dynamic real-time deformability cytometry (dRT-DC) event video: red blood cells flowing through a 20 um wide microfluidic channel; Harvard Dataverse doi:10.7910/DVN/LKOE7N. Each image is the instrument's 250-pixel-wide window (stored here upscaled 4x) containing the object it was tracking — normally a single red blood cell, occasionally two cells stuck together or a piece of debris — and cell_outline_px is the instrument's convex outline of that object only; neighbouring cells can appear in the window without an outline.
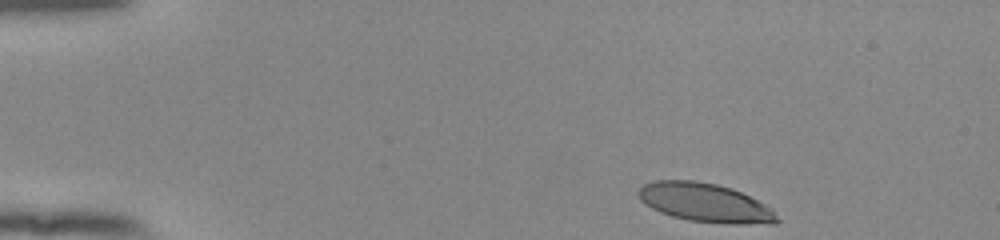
{"species": "human", "species_latin": "Homo sapiens", "temperature_condition": "room temperature", "stored_images_in_passage": 47, "camera_frame_rate_fps": 3000, "um_per_image_px": 0.085, "donor": {"sex": "female"}, "frame": {"image": 1, "passage_image": 1, "time_ms": 0.0, "image_size_px": [1000, 240], "cell_outline_px": [[780, 220], [776, 224], [732, 224], [688, 220], [672, 216], [660, 212], [652, 208], [640, 200], [640, 188], [644, 184], [656, 180], [692, 180], [716, 184], [732, 188], [764, 204]], "centroid_in_image_um": [59.93, 17.23], "position_along_channel_um": 25.1, "area_um2": 30.92}}
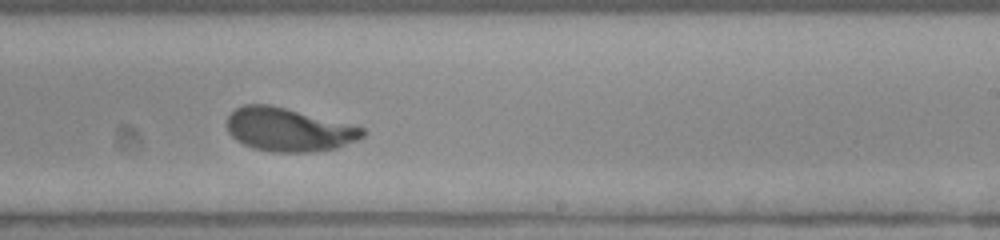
{"frame": {"image": 2, "passage_image": 27, "time_ms": 8.667, "image_size_px": [1000, 240], "cell_outline_px": [[364, 136], [356, 140], [336, 148], [312, 152], [272, 152], [252, 148], [236, 140], [228, 132], [228, 116], [236, 108], [244, 104], [268, 104], [364, 128]], "centroid_in_image_um": [24.49, 11.03], "position_along_channel_um": 264.5, "area_um2": 33.81}}
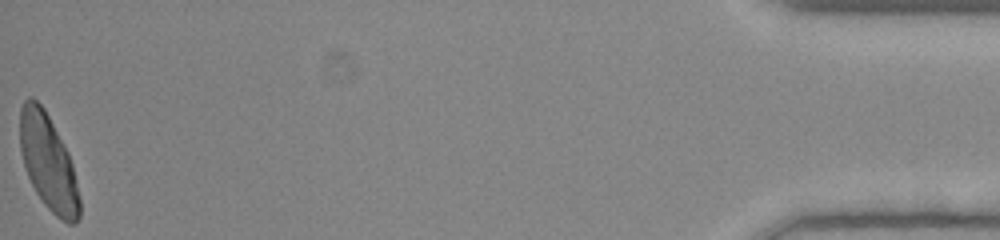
{"frame": {"image": 3, "passage_image": 47, "time_ms": 15.333, "image_size_px": [1000, 240], "cell_outline_px": [[80, 216], [72, 224], [68, 224], [60, 220], [44, 204], [36, 192], [28, 176], [20, 152], [20, 108], [24, 100], [28, 96], [32, 96], [44, 108], [68, 152], [72, 164], [80, 200]], "centroid_in_image_um": [4.09, 13.8], "position_along_channel_um": 431.1, "area_um2": 33.0}, "authors_computed_cell_mechanics": {"area_um2": 33.813, "velocity_mm_per_s": 3.8438, "shape_relaxation_time_tau1_ms": 3.343, "shape_relaxation_time_tau2_ms": null, "deformation_change_tau1": 0.1711, "deformation_change_tau2": null}}